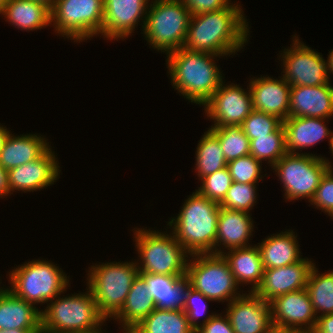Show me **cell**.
Segmentation results:
<instances>
[{"label": "cell", "mask_w": 333, "mask_h": 333, "mask_svg": "<svg viewBox=\"0 0 333 333\" xmlns=\"http://www.w3.org/2000/svg\"><path fill=\"white\" fill-rule=\"evenodd\" d=\"M246 21L241 6L232 3L222 10L191 16L183 48L230 56L248 42Z\"/></svg>", "instance_id": "1"}, {"label": "cell", "mask_w": 333, "mask_h": 333, "mask_svg": "<svg viewBox=\"0 0 333 333\" xmlns=\"http://www.w3.org/2000/svg\"><path fill=\"white\" fill-rule=\"evenodd\" d=\"M219 55L180 48L167 54L172 86L192 103L204 105L223 81L214 62Z\"/></svg>", "instance_id": "2"}, {"label": "cell", "mask_w": 333, "mask_h": 333, "mask_svg": "<svg viewBox=\"0 0 333 333\" xmlns=\"http://www.w3.org/2000/svg\"><path fill=\"white\" fill-rule=\"evenodd\" d=\"M219 203L193 192L176 218L168 221L176 240L190 254H215Z\"/></svg>", "instance_id": "3"}, {"label": "cell", "mask_w": 333, "mask_h": 333, "mask_svg": "<svg viewBox=\"0 0 333 333\" xmlns=\"http://www.w3.org/2000/svg\"><path fill=\"white\" fill-rule=\"evenodd\" d=\"M86 292L62 298L58 295L47 303L46 309L41 310L42 333L100 329L106 318L100 313L91 291L87 289Z\"/></svg>", "instance_id": "4"}, {"label": "cell", "mask_w": 333, "mask_h": 333, "mask_svg": "<svg viewBox=\"0 0 333 333\" xmlns=\"http://www.w3.org/2000/svg\"><path fill=\"white\" fill-rule=\"evenodd\" d=\"M134 235L140 257V263L136 262L139 274L186 276L190 254L173 233L136 228Z\"/></svg>", "instance_id": "5"}, {"label": "cell", "mask_w": 333, "mask_h": 333, "mask_svg": "<svg viewBox=\"0 0 333 333\" xmlns=\"http://www.w3.org/2000/svg\"><path fill=\"white\" fill-rule=\"evenodd\" d=\"M191 16L180 0H152L142 34L152 48L167 55L183 47Z\"/></svg>", "instance_id": "6"}, {"label": "cell", "mask_w": 333, "mask_h": 333, "mask_svg": "<svg viewBox=\"0 0 333 333\" xmlns=\"http://www.w3.org/2000/svg\"><path fill=\"white\" fill-rule=\"evenodd\" d=\"M90 270V271H89ZM88 270V290L100 313L113 318L123 307L134 279L139 274L136 262H107Z\"/></svg>", "instance_id": "7"}, {"label": "cell", "mask_w": 333, "mask_h": 333, "mask_svg": "<svg viewBox=\"0 0 333 333\" xmlns=\"http://www.w3.org/2000/svg\"><path fill=\"white\" fill-rule=\"evenodd\" d=\"M10 272L8 289L33 305L52 301L70 285L65 272L50 260H32Z\"/></svg>", "instance_id": "8"}, {"label": "cell", "mask_w": 333, "mask_h": 333, "mask_svg": "<svg viewBox=\"0 0 333 333\" xmlns=\"http://www.w3.org/2000/svg\"><path fill=\"white\" fill-rule=\"evenodd\" d=\"M283 183L285 199H308L310 202L331 162L322 156L309 153H286L272 166Z\"/></svg>", "instance_id": "9"}, {"label": "cell", "mask_w": 333, "mask_h": 333, "mask_svg": "<svg viewBox=\"0 0 333 333\" xmlns=\"http://www.w3.org/2000/svg\"><path fill=\"white\" fill-rule=\"evenodd\" d=\"M190 257L186 278L195 290L215 302L229 303L242 295L237 292L238 285L222 254H194Z\"/></svg>", "instance_id": "10"}, {"label": "cell", "mask_w": 333, "mask_h": 333, "mask_svg": "<svg viewBox=\"0 0 333 333\" xmlns=\"http://www.w3.org/2000/svg\"><path fill=\"white\" fill-rule=\"evenodd\" d=\"M50 10L55 32L76 43L102 32L104 0H56Z\"/></svg>", "instance_id": "11"}, {"label": "cell", "mask_w": 333, "mask_h": 333, "mask_svg": "<svg viewBox=\"0 0 333 333\" xmlns=\"http://www.w3.org/2000/svg\"><path fill=\"white\" fill-rule=\"evenodd\" d=\"M293 45L284 49L280 57L283 62V77L291 86H319L330 83L326 60L317 51L306 46L293 36ZM302 42V43H301Z\"/></svg>", "instance_id": "12"}, {"label": "cell", "mask_w": 333, "mask_h": 333, "mask_svg": "<svg viewBox=\"0 0 333 333\" xmlns=\"http://www.w3.org/2000/svg\"><path fill=\"white\" fill-rule=\"evenodd\" d=\"M269 303L275 332L307 333L314 330L317 316L306 288L278 296Z\"/></svg>", "instance_id": "13"}, {"label": "cell", "mask_w": 333, "mask_h": 333, "mask_svg": "<svg viewBox=\"0 0 333 333\" xmlns=\"http://www.w3.org/2000/svg\"><path fill=\"white\" fill-rule=\"evenodd\" d=\"M221 82L217 91L204 104L206 116L214 121V126L241 125L254 110L250 89L239 85H227Z\"/></svg>", "instance_id": "14"}, {"label": "cell", "mask_w": 333, "mask_h": 333, "mask_svg": "<svg viewBox=\"0 0 333 333\" xmlns=\"http://www.w3.org/2000/svg\"><path fill=\"white\" fill-rule=\"evenodd\" d=\"M226 315L234 333H275L270 303L249 292L228 303Z\"/></svg>", "instance_id": "15"}, {"label": "cell", "mask_w": 333, "mask_h": 333, "mask_svg": "<svg viewBox=\"0 0 333 333\" xmlns=\"http://www.w3.org/2000/svg\"><path fill=\"white\" fill-rule=\"evenodd\" d=\"M149 0H104L101 36L109 40L128 38L139 20L144 29Z\"/></svg>", "instance_id": "16"}, {"label": "cell", "mask_w": 333, "mask_h": 333, "mask_svg": "<svg viewBox=\"0 0 333 333\" xmlns=\"http://www.w3.org/2000/svg\"><path fill=\"white\" fill-rule=\"evenodd\" d=\"M54 153L50 146L39 158L9 169L7 172L10 193L15 190L33 192L54 184L61 171Z\"/></svg>", "instance_id": "17"}, {"label": "cell", "mask_w": 333, "mask_h": 333, "mask_svg": "<svg viewBox=\"0 0 333 333\" xmlns=\"http://www.w3.org/2000/svg\"><path fill=\"white\" fill-rule=\"evenodd\" d=\"M314 262L302 258L299 262L272 269H264L260 286L254 292L266 302L289 292L306 288Z\"/></svg>", "instance_id": "18"}, {"label": "cell", "mask_w": 333, "mask_h": 333, "mask_svg": "<svg viewBox=\"0 0 333 333\" xmlns=\"http://www.w3.org/2000/svg\"><path fill=\"white\" fill-rule=\"evenodd\" d=\"M272 78L261 76L249 81L253 109L284 121L289 117L291 85L283 77Z\"/></svg>", "instance_id": "19"}, {"label": "cell", "mask_w": 333, "mask_h": 333, "mask_svg": "<svg viewBox=\"0 0 333 333\" xmlns=\"http://www.w3.org/2000/svg\"><path fill=\"white\" fill-rule=\"evenodd\" d=\"M333 116V87L291 86L289 117L326 118Z\"/></svg>", "instance_id": "20"}, {"label": "cell", "mask_w": 333, "mask_h": 333, "mask_svg": "<svg viewBox=\"0 0 333 333\" xmlns=\"http://www.w3.org/2000/svg\"><path fill=\"white\" fill-rule=\"evenodd\" d=\"M251 218V215L247 212L220 207L217 221L215 254H222L224 248L229 250L250 246L248 241L254 229ZM221 244L224 245L222 250L219 247L222 246Z\"/></svg>", "instance_id": "21"}, {"label": "cell", "mask_w": 333, "mask_h": 333, "mask_svg": "<svg viewBox=\"0 0 333 333\" xmlns=\"http://www.w3.org/2000/svg\"><path fill=\"white\" fill-rule=\"evenodd\" d=\"M326 118L288 117L283 121L285 129L286 152L298 154L296 150L311 147L320 140L330 137L332 144L333 132L325 125Z\"/></svg>", "instance_id": "22"}, {"label": "cell", "mask_w": 333, "mask_h": 333, "mask_svg": "<svg viewBox=\"0 0 333 333\" xmlns=\"http://www.w3.org/2000/svg\"><path fill=\"white\" fill-rule=\"evenodd\" d=\"M145 282L156 308L183 310L186 295L191 286L186 276L140 274Z\"/></svg>", "instance_id": "23"}, {"label": "cell", "mask_w": 333, "mask_h": 333, "mask_svg": "<svg viewBox=\"0 0 333 333\" xmlns=\"http://www.w3.org/2000/svg\"><path fill=\"white\" fill-rule=\"evenodd\" d=\"M7 329H41V310L0 288V330Z\"/></svg>", "instance_id": "24"}, {"label": "cell", "mask_w": 333, "mask_h": 333, "mask_svg": "<svg viewBox=\"0 0 333 333\" xmlns=\"http://www.w3.org/2000/svg\"><path fill=\"white\" fill-rule=\"evenodd\" d=\"M37 135L9 134L0 152V166L8 171L39 158L50 145L46 138Z\"/></svg>", "instance_id": "25"}, {"label": "cell", "mask_w": 333, "mask_h": 333, "mask_svg": "<svg viewBox=\"0 0 333 333\" xmlns=\"http://www.w3.org/2000/svg\"><path fill=\"white\" fill-rule=\"evenodd\" d=\"M222 255L227 260L237 285L251 284V291L248 292L254 293L260 286L264 273L257 245L229 249L227 254L225 251Z\"/></svg>", "instance_id": "26"}, {"label": "cell", "mask_w": 333, "mask_h": 333, "mask_svg": "<svg viewBox=\"0 0 333 333\" xmlns=\"http://www.w3.org/2000/svg\"><path fill=\"white\" fill-rule=\"evenodd\" d=\"M293 230L273 234L257 245L264 269L279 268L299 262L300 248Z\"/></svg>", "instance_id": "27"}, {"label": "cell", "mask_w": 333, "mask_h": 333, "mask_svg": "<svg viewBox=\"0 0 333 333\" xmlns=\"http://www.w3.org/2000/svg\"><path fill=\"white\" fill-rule=\"evenodd\" d=\"M155 308V303L148 292L146 282L138 274L132 283L123 307L113 319L122 324L123 333H129Z\"/></svg>", "instance_id": "28"}, {"label": "cell", "mask_w": 333, "mask_h": 333, "mask_svg": "<svg viewBox=\"0 0 333 333\" xmlns=\"http://www.w3.org/2000/svg\"><path fill=\"white\" fill-rule=\"evenodd\" d=\"M21 30H36L51 25V10L35 0H7L2 14Z\"/></svg>", "instance_id": "29"}, {"label": "cell", "mask_w": 333, "mask_h": 333, "mask_svg": "<svg viewBox=\"0 0 333 333\" xmlns=\"http://www.w3.org/2000/svg\"><path fill=\"white\" fill-rule=\"evenodd\" d=\"M129 333H195L183 310L155 308Z\"/></svg>", "instance_id": "30"}, {"label": "cell", "mask_w": 333, "mask_h": 333, "mask_svg": "<svg viewBox=\"0 0 333 333\" xmlns=\"http://www.w3.org/2000/svg\"><path fill=\"white\" fill-rule=\"evenodd\" d=\"M195 163L194 167L199 180L227 167L228 163L224 158L219 140L209 129L197 145Z\"/></svg>", "instance_id": "31"}, {"label": "cell", "mask_w": 333, "mask_h": 333, "mask_svg": "<svg viewBox=\"0 0 333 333\" xmlns=\"http://www.w3.org/2000/svg\"><path fill=\"white\" fill-rule=\"evenodd\" d=\"M317 269L315 265L312 267L306 290L318 317L333 313V271L319 274Z\"/></svg>", "instance_id": "32"}, {"label": "cell", "mask_w": 333, "mask_h": 333, "mask_svg": "<svg viewBox=\"0 0 333 333\" xmlns=\"http://www.w3.org/2000/svg\"><path fill=\"white\" fill-rule=\"evenodd\" d=\"M209 130L218 138L227 163L250 154V140L241 125L209 127Z\"/></svg>", "instance_id": "33"}, {"label": "cell", "mask_w": 333, "mask_h": 333, "mask_svg": "<svg viewBox=\"0 0 333 333\" xmlns=\"http://www.w3.org/2000/svg\"><path fill=\"white\" fill-rule=\"evenodd\" d=\"M285 129L283 124L268 136H258L250 141V155L267 161L272 167L286 154Z\"/></svg>", "instance_id": "34"}, {"label": "cell", "mask_w": 333, "mask_h": 333, "mask_svg": "<svg viewBox=\"0 0 333 333\" xmlns=\"http://www.w3.org/2000/svg\"><path fill=\"white\" fill-rule=\"evenodd\" d=\"M256 184L232 182L220 207L249 213L256 205ZM252 207V208H251Z\"/></svg>", "instance_id": "35"}, {"label": "cell", "mask_w": 333, "mask_h": 333, "mask_svg": "<svg viewBox=\"0 0 333 333\" xmlns=\"http://www.w3.org/2000/svg\"><path fill=\"white\" fill-rule=\"evenodd\" d=\"M282 124L283 121L276 116L253 110L242 122L241 127L251 141L258 136H268V134L276 131Z\"/></svg>", "instance_id": "36"}, {"label": "cell", "mask_w": 333, "mask_h": 333, "mask_svg": "<svg viewBox=\"0 0 333 333\" xmlns=\"http://www.w3.org/2000/svg\"><path fill=\"white\" fill-rule=\"evenodd\" d=\"M232 177L228 167L214 172L201 179V186L196 191L208 199L221 203L232 184Z\"/></svg>", "instance_id": "37"}, {"label": "cell", "mask_w": 333, "mask_h": 333, "mask_svg": "<svg viewBox=\"0 0 333 333\" xmlns=\"http://www.w3.org/2000/svg\"><path fill=\"white\" fill-rule=\"evenodd\" d=\"M261 163L260 160L248 154L228 162L227 167L233 182L255 184L263 178L260 175L262 171Z\"/></svg>", "instance_id": "38"}, {"label": "cell", "mask_w": 333, "mask_h": 333, "mask_svg": "<svg viewBox=\"0 0 333 333\" xmlns=\"http://www.w3.org/2000/svg\"><path fill=\"white\" fill-rule=\"evenodd\" d=\"M310 203L330 215L333 212V168L322 177Z\"/></svg>", "instance_id": "39"}, {"label": "cell", "mask_w": 333, "mask_h": 333, "mask_svg": "<svg viewBox=\"0 0 333 333\" xmlns=\"http://www.w3.org/2000/svg\"><path fill=\"white\" fill-rule=\"evenodd\" d=\"M199 301L203 302L202 308L198 307ZM204 301H213L207 297H205L200 291L195 290L190 286L187 295H186V303L184 306V313L187 316L189 325L197 331V329L201 326V323L197 321L198 318L205 312H207V304ZM198 302V303H197ZM201 302V303H202ZM201 310V311H200Z\"/></svg>", "instance_id": "40"}, {"label": "cell", "mask_w": 333, "mask_h": 333, "mask_svg": "<svg viewBox=\"0 0 333 333\" xmlns=\"http://www.w3.org/2000/svg\"><path fill=\"white\" fill-rule=\"evenodd\" d=\"M195 333H234V331L226 314L223 318L222 314L213 313L202 320L201 326Z\"/></svg>", "instance_id": "41"}, {"label": "cell", "mask_w": 333, "mask_h": 333, "mask_svg": "<svg viewBox=\"0 0 333 333\" xmlns=\"http://www.w3.org/2000/svg\"><path fill=\"white\" fill-rule=\"evenodd\" d=\"M191 12L197 15L205 12H214L226 8L231 0H180Z\"/></svg>", "instance_id": "42"}, {"label": "cell", "mask_w": 333, "mask_h": 333, "mask_svg": "<svg viewBox=\"0 0 333 333\" xmlns=\"http://www.w3.org/2000/svg\"><path fill=\"white\" fill-rule=\"evenodd\" d=\"M312 333H333V313L318 316Z\"/></svg>", "instance_id": "43"}, {"label": "cell", "mask_w": 333, "mask_h": 333, "mask_svg": "<svg viewBox=\"0 0 333 333\" xmlns=\"http://www.w3.org/2000/svg\"><path fill=\"white\" fill-rule=\"evenodd\" d=\"M8 194H10L8 172L0 166V198H4V196H8Z\"/></svg>", "instance_id": "44"}, {"label": "cell", "mask_w": 333, "mask_h": 333, "mask_svg": "<svg viewBox=\"0 0 333 333\" xmlns=\"http://www.w3.org/2000/svg\"><path fill=\"white\" fill-rule=\"evenodd\" d=\"M0 333H42L41 329H7L0 330Z\"/></svg>", "instance_id": "45"}, {"label": "cell", "mask_w": 333, "mask_h": 333, "mask_svg": "<svg viewBox=\"0 0 333 333\" xmlns=\"http://www.w3.org/2000/svg\"><path fill=\"white\" fill-rule=\"evenodd\" d=\"M10 134V131L7 130L6 127L1 126L0 124V152L2 150V147L5 144L6 139L8 138V135Z\"/></svg>", "instance_id": "46"}, {"label": "cell", "mask_w": 333, "mask_h": 333, "mask_svg": "<svg viewBox=\"0 0 333 333\" xmlns=\"http://www.w3.org/2000/svg\"><path fill=\"white\" fill-rule=\"evenodd\" d=\"M327 72L328 74L332 72L333 74V50L329 51L328 58L326 60Z\"/></svg>", "instance_id": "47"}, {"label": "cell", "mask_w": 333, "mask_h": 333, "mask_svg": "<svg viewBox=\"0 0 333 333\" xmlns=\"http://www.w3.org/2000/svg\"><path fill=\"white\" fill-rule=\"evenodd\" d=\"M35 1L45 4L50 9L52 8V6L54 5V3L56 2V0H35Z\"/></svg>", "instance_id": "48"}, {"label": "cell", "mask_w": 333, "mask_h": 333, "mask_svg": "<svg viewBox=\"0 0 333 333\" xmlns=\"http://www.w3.org/2000/svg\"><path fill=\"white\" fill-rule=\"evenodd\" d=\"M103 330L100 329H96V330H89V331H82V332H68V333H104L102 332Z\"/></svg>", "instance_id": "49"}, {"label": "cell", "mask_w": 333, "mask_h": 333, "mask_svg": "<svg viewBox=\"0 0 333 333\" xmlns=\"http://www.w3.org/2000/svg\"><path fill=\"white\" fill-rule=\"evenodd\" d=\"M6 2H7V0H0V14H2L3 7H4Z\"/></svg>", "instance_id": "50"}, {"label": "cell", "mask_w": 333, "mask_h": 333, "mask_svg": "<svg viewBox=\"0 0 333 333\" xmlns=\"http://www.w3.org/2000/svg\"><path fill=\"white\" fill-rule=\"evenodd\" d=\"M330 150H331V153L333 155V135H332V144H331Z\"/></svg>", "instance_id": "51"}, {"label": "cell", "mask_w": 333, "mask_h": 333, "mask_svg": "<svg viewBox=\"0 0 333 333\" xmlns=\"http://www.w3.org/2000/svg\"><path fill=\"white\" fill-rule=\"evenodd\" d=\"M275 333H291V332H275Z\"/></svg>", "instance_id": "52"}]
</instances>
